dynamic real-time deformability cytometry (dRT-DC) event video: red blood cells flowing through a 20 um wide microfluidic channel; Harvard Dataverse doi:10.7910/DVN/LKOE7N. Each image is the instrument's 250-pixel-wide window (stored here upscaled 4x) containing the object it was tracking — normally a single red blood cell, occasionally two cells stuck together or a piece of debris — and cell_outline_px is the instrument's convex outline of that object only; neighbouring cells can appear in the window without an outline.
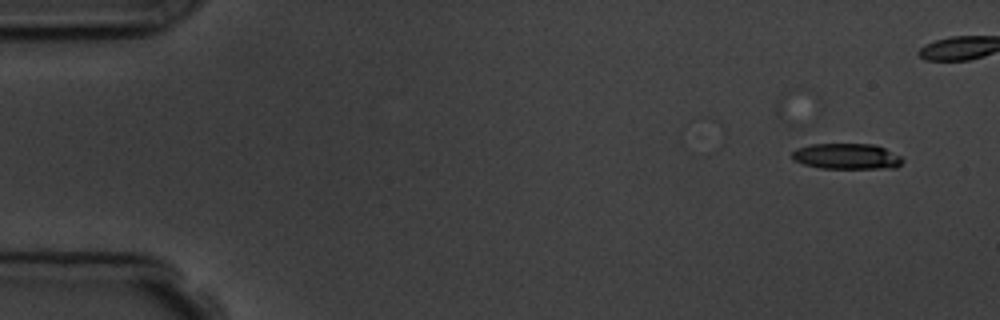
{"species": "common noctule bat (a hibernating species)", "species_latin": "Nyctalus noctula", "temperature_condition": "room temperature", "stored_images_in_passage": 2, "camera_frame_rate_fps": 3000, "um_per_image_px": 0.085, "animal": {"sex": "male", "body_mass_g": 19.5, "forearm_length_mm": 54.6}, "frame": {"image": 1, "passage_image": 2, "time_ms": 1.333, "image_size_px": [1000, 320], "cell_outline_px": [[904, 160], [896, 168], [820, 168], [804, 164], [792, 160], [792, 152], [796, 148], [812, 144], [876, 144], [900, 156]], "centroid_in_image_um": [71.95, 13.29], "position_along_channel_um": 13.0, "area_um2": 16.59}}